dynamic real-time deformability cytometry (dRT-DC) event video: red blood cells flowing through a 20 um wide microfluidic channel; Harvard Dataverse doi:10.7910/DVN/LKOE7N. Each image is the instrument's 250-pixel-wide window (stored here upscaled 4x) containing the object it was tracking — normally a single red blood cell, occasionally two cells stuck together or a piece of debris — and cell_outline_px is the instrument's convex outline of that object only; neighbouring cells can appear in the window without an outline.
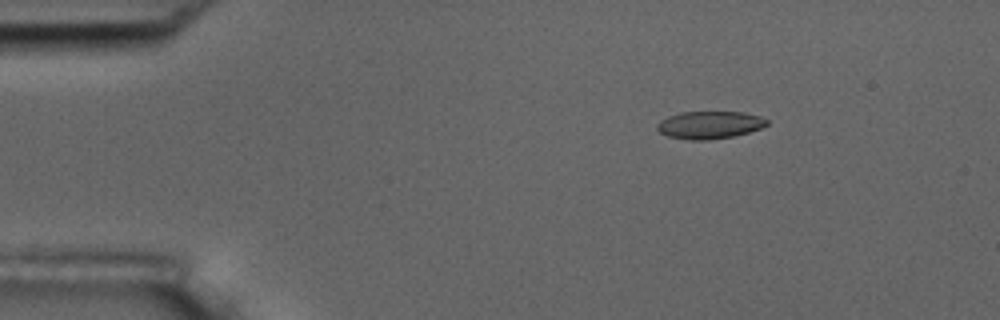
{"species": "common noctule bat (a hibernating species)", "species_latin": "Nyctalus noctula", "temperature_condition": "room temperature", "stored_images_in_passage": 4, "camera_frame_rate_fps": 3000, "um_per_image_px": 0.085, "animal": {"sex": "male", "body_mass_g": 17.5, "forearm_length_mm": 52.3}, "frame": {"image": 1, "passage_image": 4, "time_ms": 1.0, "image_size_px": [1000, 320], "cell_outline_px": [[768, 124], [760, 128], [748, 132], [732, 136], [708, 140], [688, 140], [668, 136], [660, 132], [656, 128], [656, 124], [660, 120], [668, 116], [680, 112], [744, 112], [760, 116], [768, 120]], "centroid_in_image_um": [60.29, 10.61], "position_along_channel_um": 24.7, "area_um2": 17.63}}